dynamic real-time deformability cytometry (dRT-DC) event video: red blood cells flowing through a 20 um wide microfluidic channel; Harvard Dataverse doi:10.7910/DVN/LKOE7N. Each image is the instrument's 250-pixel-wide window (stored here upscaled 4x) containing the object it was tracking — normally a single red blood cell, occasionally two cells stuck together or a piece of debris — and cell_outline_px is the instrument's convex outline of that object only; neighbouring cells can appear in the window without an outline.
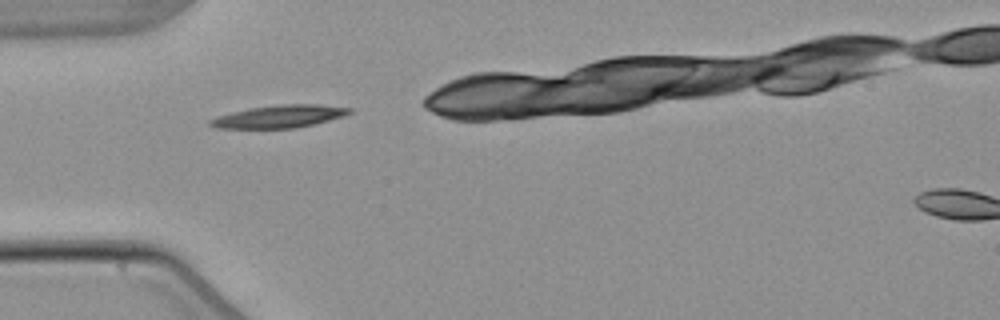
{"species": "common noctule bat (a hibernating species)", "species_latin": "Nyctalus noctula", "temperature_condition": "warm", "stored_images_in_passage": 5, "camera_frame_rate_fps": 3000, "um_per_image_px": 0.085, "animal": {"sex": "male", "body_mass_g": 21.5, "forearm_length_mm": 52.0}, "frame": {"image": 1, "passage_image": 1, "time_ms": 0.0, "image_size_px": [1000, 320], "cell_outline_px": [[352, 112], [344, 116], [296, 128], [216, 128], [208, 124], [208, 120], [216, 116], [248, 108], [280, 104], [320, 104], [352, 108]], "centroid_in_image_um": [23.72, 9.89], "position_along_channel_um": 61.3, "area_um2": 18.38}}